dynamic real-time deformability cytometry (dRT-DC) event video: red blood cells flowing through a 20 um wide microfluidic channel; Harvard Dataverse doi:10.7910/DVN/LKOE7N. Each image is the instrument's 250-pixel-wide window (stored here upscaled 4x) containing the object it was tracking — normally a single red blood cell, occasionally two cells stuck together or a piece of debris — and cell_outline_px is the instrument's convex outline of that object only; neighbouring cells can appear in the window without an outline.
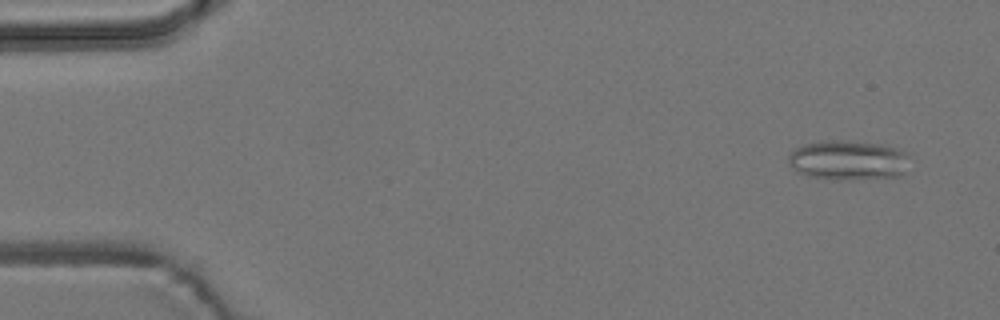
{"species": "common noctule bat (a hibernating species)", "species_latin": "Nyctalus noctula", "temperature_condition": "room temperature", "stored_images_in_passage": 5, "camera_frame_rate_fps": 3000, "um_per_image_px": 0.085, "animal": {"sex": "male", "body_mass_g": 19.2, "forearm_length_mm": 51.8}, "frame": {"image": 1, "passage_image": 1, "time_ms": 0.0, "image_size_px": [1000, 320], "cell_outline_px": [[912, 152], [904, 172], [900, 176], [840, 180], [808, 176], [796, 172], [788, 164], [788, 156], [796, 148], [804, 144], [824, 140], [852, 140], [884, 144]], "centroid_in_image_um": [72.14, 13.59], "position_along_channel_um": 12.9, "area_um2": 28.67}}